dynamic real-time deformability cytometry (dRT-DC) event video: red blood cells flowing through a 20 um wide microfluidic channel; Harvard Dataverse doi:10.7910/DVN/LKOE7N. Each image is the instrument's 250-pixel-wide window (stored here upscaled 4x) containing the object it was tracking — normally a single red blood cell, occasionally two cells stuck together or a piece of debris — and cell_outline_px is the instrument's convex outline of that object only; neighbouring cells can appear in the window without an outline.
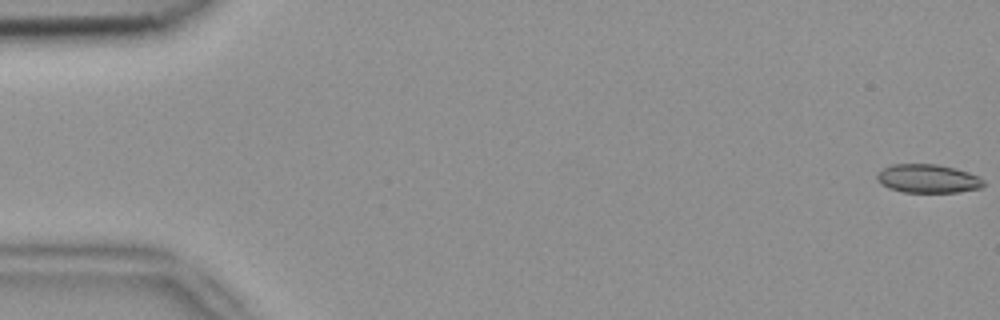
{"species": "common noctule bat (a hibernating species)", "species_latin": "Nyctalus noctula", "temperature_condition": "room temperature", "stored_images_in_passage": 5, "camera_frame_rate_fps": 3000, "um_per_image_px": 0.085, "animal": {"sex": "female", "body_mass_g": 18.4}, "frame": {"image": 1, "passage_image": 1, "time_ms": 0.0, "image_size_px": [1000, 320], "cell_outline_px": [[984, 184], [980, 188], [956, 192], [904, 192], [888, 188], [880, 184], [876, 180], [876, 176], [884, 168], [892, 164], [936, 164], [956, 168], [980, 176], [984, 180]], "centroid_in_image_um": [78.87, 15.18], "position_along_channel_um": 6.1, "area_um2": 17.8}}
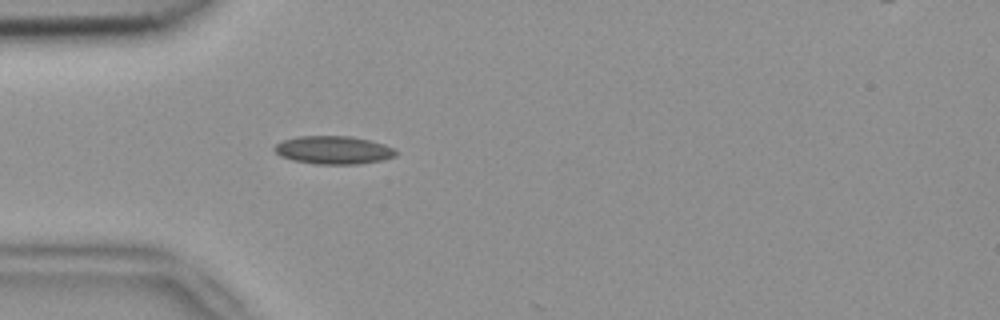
{"frame": {"image": 2, "passage_image": 5, "time_ms": 1.333, "image_size_px": [1000, 320], "cell_outline_px": [[396, 156], [380, 160], [356, 164], [316, 164], [292, 160], [280, 156], [272, 148], [276, 144], [284, 140], [296, 136], [352, 136], [384, 144], [392, 148], [396, 152]], "centroid_in_image_um": [28.3, 12.75], "position_along_channel_um": 56.7, "area_um2": 19.77}}